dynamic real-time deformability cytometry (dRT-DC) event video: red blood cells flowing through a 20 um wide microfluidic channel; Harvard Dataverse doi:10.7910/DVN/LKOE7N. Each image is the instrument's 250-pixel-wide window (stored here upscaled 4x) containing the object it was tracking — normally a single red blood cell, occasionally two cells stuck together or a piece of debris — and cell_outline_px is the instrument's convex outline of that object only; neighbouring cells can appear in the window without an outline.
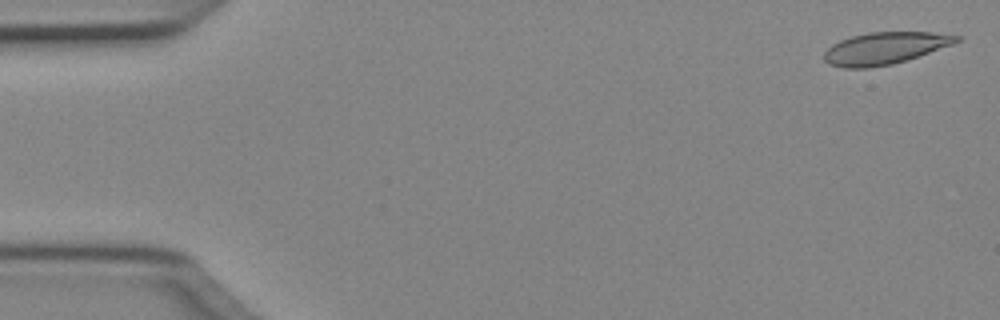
{"species": "Egyptian fruit bat (a non-hibernating species)", "species_latin": "Rousettus aegyptiacus", "temperature_condition": "cold", "stored_images_in_passage": 12, "camera_frame_rate_fps": 3000, "um_per_image_px": 0.085, "animal": {"sex": "female"}, "frame": {"image": 1, "passage_image": 1, "time_ms": 0.0, "image_size_px": [1000, 320], "cell_outline_px": [[960, 40], [952, 44], [908, 60], [892, 64], [868, 68], [844, 68], [828, 64], [824, 60], [824, 52], [832, 44], [840, 40], [852, 36], [868, 32], [932, 32], [960, 36]], "centroid_in_image_um": [75.18, 4.1], "position_along_channel_um": 9.8, "area_um2": 24.68}}